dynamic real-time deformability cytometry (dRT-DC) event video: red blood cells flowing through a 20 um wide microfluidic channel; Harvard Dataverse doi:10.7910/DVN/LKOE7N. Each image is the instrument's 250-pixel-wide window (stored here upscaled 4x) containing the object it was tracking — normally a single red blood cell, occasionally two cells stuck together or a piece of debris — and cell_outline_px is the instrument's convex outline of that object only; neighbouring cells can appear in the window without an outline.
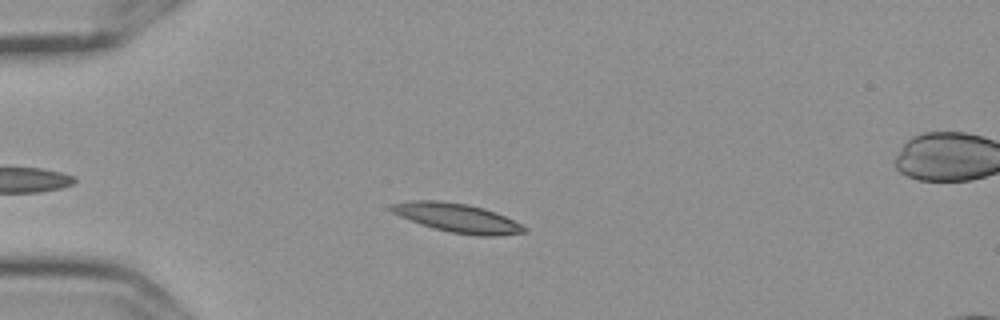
{"species": "Egyptian fruit bat (a non-hibernating species)", "species_latin": "Rousettus aegyptiacus", "temperature_condition": "cold", "stored_images_in_passage": 46, "camera_frame_rate_fps": 3000, "um_per_image_px": 0.085, "frame": {"image": 1, "passage_image": 10, "time_ms": 3.0, "image_size_px": [1000, 320], "cell_outline_px": [[528, 232], [500, 236], [480, 236], [448, 232], [432, 228], [420, 224], [400, 216], [392, 212], [388, 208], [388, 204], [408, 200], [440, 200], [468, 204], [484, 208], [496, 212], [528, 228]], "centroid_in_image_um": [38.84, 18.52], "position_along_channel_um": 46.2, "area_um2": 22.77}}
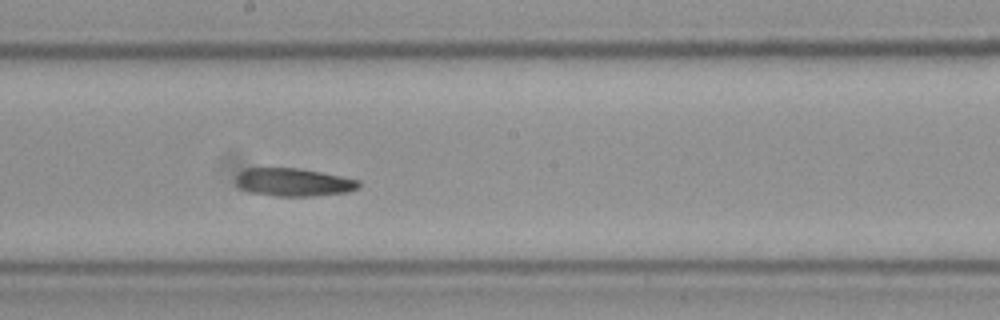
{"frame": {"image": 2, "passage_image": 27, "time_ms": 8.667, "image_size_px": [1000, 320], "cell_outline_px": [[360, 188], [348, 192], [312, 196], [272, 196], [252, 192], [240, 188], [236, 184], [236, 176], [240, 172], [248, 168], [300, 168], [360, 180]], "centroid_in_image_um": [24.97, 15.49], "position_along_channel_um": 223.2, "area_um2": 20.06}}
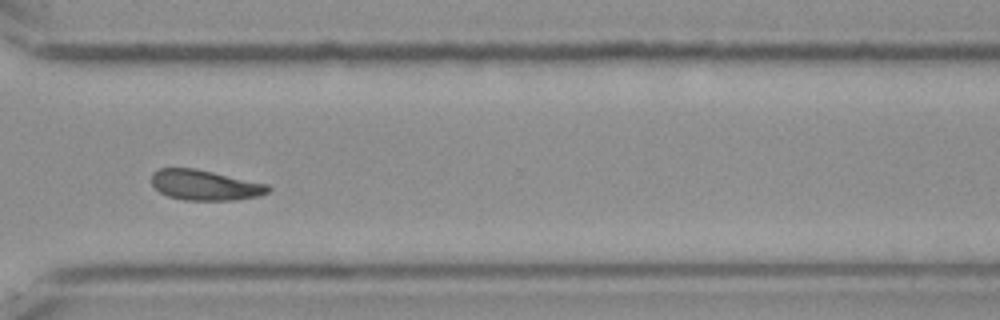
{"frame": {"image": 3, "passage_image": 38, "time_ms": 12.333, "image_size_px": [1000, 320], "cell_outline_px": [[272, 188], [268, 192], [260, 196], [236, 200], [184, 200], [168, 196], [160, 192], [152, 184], [152, 172], [160, 168], [196, 168], [268, 184]], "centroid_in_image_um": [17.44, 15.73], "position_along_channel_um": 353.2, "area_um2": 20.69}}